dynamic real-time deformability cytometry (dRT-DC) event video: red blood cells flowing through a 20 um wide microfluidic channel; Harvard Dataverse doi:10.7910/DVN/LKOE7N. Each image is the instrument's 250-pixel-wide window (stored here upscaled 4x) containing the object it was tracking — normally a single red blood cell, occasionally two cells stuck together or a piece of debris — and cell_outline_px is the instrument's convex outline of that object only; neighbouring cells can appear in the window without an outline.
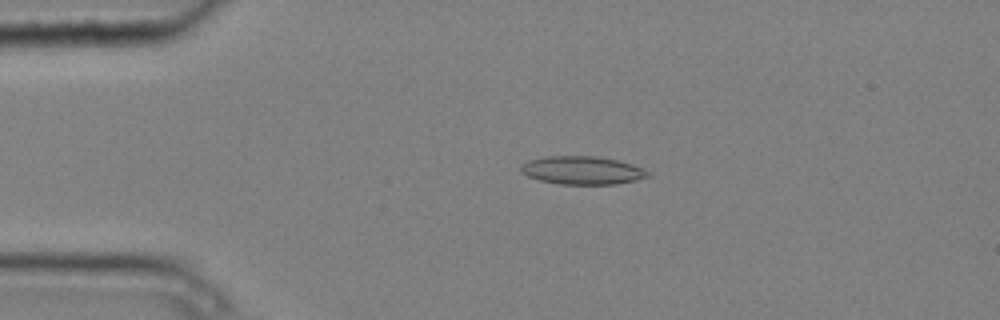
{"species": "common noctule bat (a hibernating species)", "species_latin": "Nyctalus noctula", "temperature_condition": "cold", "stored_images_in_passage": 5, "camera_frame_rate_fps": 3000, "um_per_image_px": 0.085, "animal": {"sex": "male", "body_mass_g": 20.4}, "frame": {"image": 1, "passage_image": 4, "time_ms": 1.0, "image_size_px": [1000, 320], "cell_outline_px": [[652, 176], [636, 180], [616, 184], [560, 184], [540, 180], [528, 176], [520, 172], [520, 164], [528, 160], [544, 156], [596, 156], [616, 160], [632, 164], [648, 172]], "centroid_in_image_um": [49.45, 14.47], "position_along_channel_um": 35.5, "area_um2": 20.87}}